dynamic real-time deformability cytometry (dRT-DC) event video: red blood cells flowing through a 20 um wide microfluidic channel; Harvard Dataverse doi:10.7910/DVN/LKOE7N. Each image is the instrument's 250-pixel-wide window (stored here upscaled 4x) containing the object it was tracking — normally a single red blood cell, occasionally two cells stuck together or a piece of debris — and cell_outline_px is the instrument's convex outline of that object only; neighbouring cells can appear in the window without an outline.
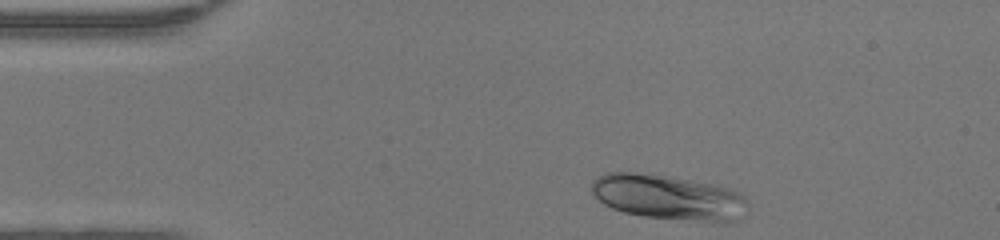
{"species": "human", "species_latin": "Homo sapiens", "temperature_condition": "warm", "stored_images_in_passage": 32, "camera_frame_rate_fps": 3000, "um_per_image_px": 0.085, "donor": {"sex": "female"}, "frame": {"image": 1, "passage_image": 1, "time_ms": 0.0, "image_size_px": [1000, 240], "cell_outline_px": [[748, 204], [732, 220], [724, 224], [720, 224], [644, 216], [624, 212], [612, 208], [604, 204], [592, 192], [592, 180], [604, 172], [636, 172], [672, 176], [716, 184], [732, 188], [740, 192], [748, 200]], "centroid_in_image_um": [56.83, 16.75], "position_along_channel_um": 28.2, "area_um2": 41.5}}
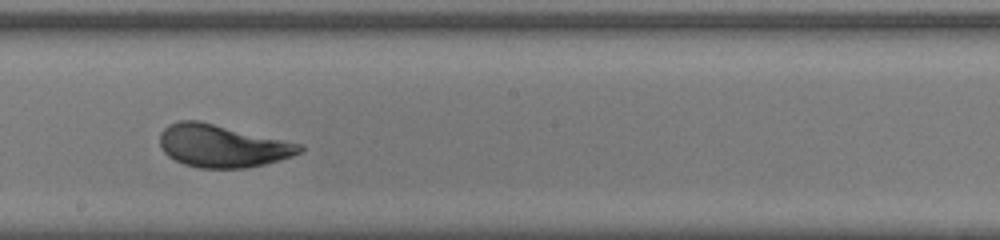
{"frame": {"image": 2, "passage_image": 19, "time_ms": 6.0, "image_size_px": [1000, 240], "cell_outline_px": [[304, 148], [300, 152], [292, 156], [264, 164], [244, 168], [200, 168], [184, 164], [168, 156], [164, 152], [160, 144], [160, 132], [168, 124], [180, 120], [200, 120], [304, 144]], "centroid_in_image_um": [18.9, 12.38], "position_along_channel_um": 229.3, "area_um2": 34.91}}
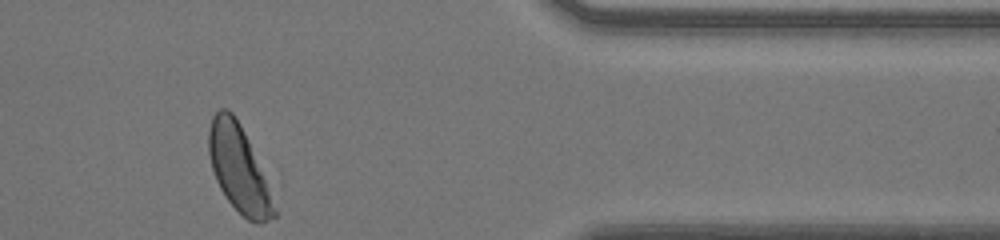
{"frame": {"image": 3, "passage_image": 32, "time_ms": 10.333, "image_size_px": [1000, 240], "cell_outline_px": [[276, 216], [260, 224], [256, 224], [248, 220], [224, 196], [216, 180], [212, 168], [208, 152], [208, 132], [212, 116], [220, 108], [228, 108], [232, 112], [240, 124], [248, 140], [264, 180], [276, 212]], "centroid_in_image_um": [20.23, 14.31], "position_along_channel_um": 391.2, "area_um2": 31.91}, "authors_computed_cell_mechanics": {"area_um2": 34.5644, "velocity_mm_per_s": 4.3332, "shape_relaxation_time_tau1_ms": 2.3599, "shape_relaxation_time_tau2_ms": null, "deformation_change_tau1": 0.1683, "deformation_change_tau2": null}}